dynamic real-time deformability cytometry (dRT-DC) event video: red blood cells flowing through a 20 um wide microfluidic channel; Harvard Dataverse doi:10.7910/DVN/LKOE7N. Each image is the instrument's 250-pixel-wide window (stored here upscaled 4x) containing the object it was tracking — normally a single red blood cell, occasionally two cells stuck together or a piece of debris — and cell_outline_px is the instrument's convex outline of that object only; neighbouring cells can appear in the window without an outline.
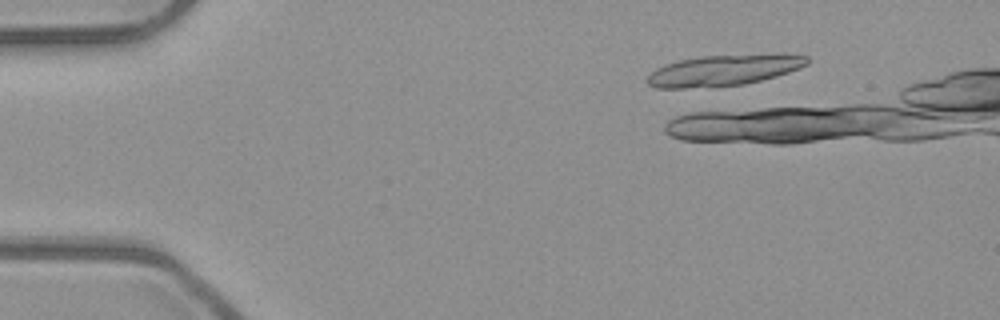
{"species": "common noctule bat (a hibernating species)", "species_latin": "Nyctalus noctula", "temperature_condition": "room temperature", "stored_images_in_passage": 2, "camera_frame_rate_fps": 3000, "um_per_image_px": 0.085, "animal": {"sex": "male", "body_mass_g": 23.1, "forearm_length_mm": 52.7}, "frame": {"image": 1, "passage_image": 2, "time_ms": 0.333, "image_size_px": [1000, 320], "cell_outline_px": [[808, 64], [800, 68], [776, 76], [744, 84], [712, 88], [656, 88], [648, 84], [644, 80], [656, 68], [664, 64], [680, 60], [700, 56], [780, 52], [808, 56]], "centroid_in_image_um": [61.54, 5.96], "position_along_channel_um": 23.5, "area_um2": 29.71}}